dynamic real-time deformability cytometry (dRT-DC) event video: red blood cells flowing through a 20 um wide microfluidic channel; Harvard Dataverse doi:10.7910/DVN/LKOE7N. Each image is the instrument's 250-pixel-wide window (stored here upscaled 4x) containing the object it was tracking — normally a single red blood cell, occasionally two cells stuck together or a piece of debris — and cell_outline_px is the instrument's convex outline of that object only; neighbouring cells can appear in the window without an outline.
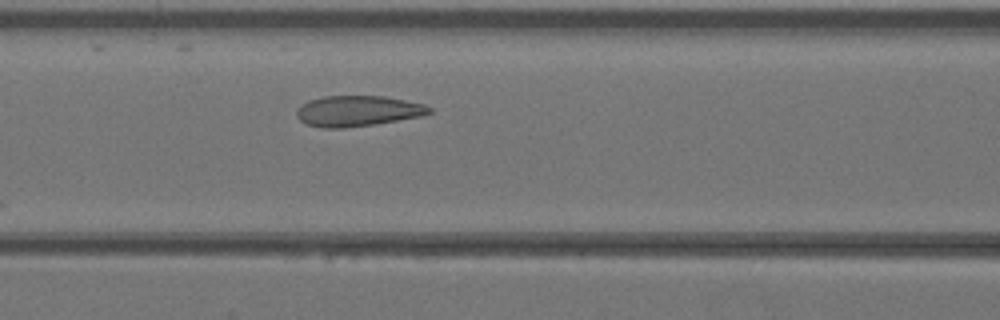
{"species": "Egyptian fruit bat (a non-hibernating species)", "species_latin": "Rousettus aegyptiacus", "temperature_condition": "warm", "stored_images_in_passage": 27, "camera_frame_rate_fps": 3000, "um_per_image_px": 0.085, "animal": {"sex": "female"}, "frame": {"image": 1, "passage_image": 10, "time_ms": 3.0, "image_size_px": [1000, 320], "cell_outline_px": [[432, 112], [424, 116], [372, 124], [344, 128], [320, 128], [308, 124], [300, 120], [296, 116], [296, 108], [300, 104], [308, 100], [324, 96], [384, 96], [424, 104], [432, 108]], "centroid_in_image_um": [30.38, 9.43], "position_along_channel_um": 136.2, "area_um2": 23.81}}
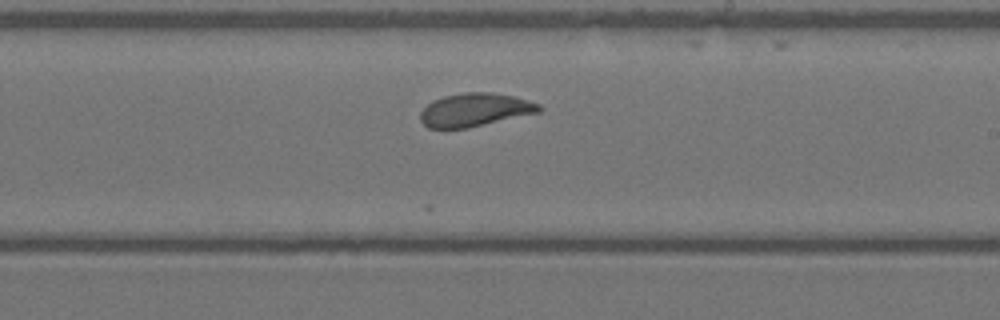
{"frame": {"image": 2, "passage_image": 17, "time_ms": 5.333, "image_size_px": [1000, 320], "cell_outline_px": [[544, 108], [540, 112], [468, 128], [428, 128], [420, 120], [420, 112], [432, 100], [444, 96], [464, 92], [492, 92], [516, 96], [540, 104]], "centroid_in_image_um": [40.39, 9.33], "position_along_channel_um": 248.6, "area_um2": 23.18}}
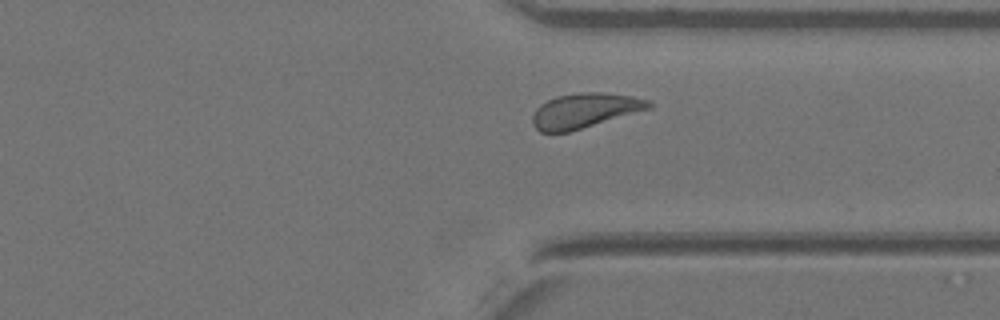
{"frame": {"image": 3, "passage_image": 24, "time_ms": 7.667, "image_size_px": [1000, 320], "cell_outline_px": [[652, 108], [568, 132], [540, 132], [532, 124], [532, 116], [536, 108], [540, 104], [556, 96], [580, 92], [604, 92], [632, 96], [652, 100]], "centroid_in_image_um": [49.71, 9.39], "position_along_channel_um": 361.7, "area_um2": 23.64}}